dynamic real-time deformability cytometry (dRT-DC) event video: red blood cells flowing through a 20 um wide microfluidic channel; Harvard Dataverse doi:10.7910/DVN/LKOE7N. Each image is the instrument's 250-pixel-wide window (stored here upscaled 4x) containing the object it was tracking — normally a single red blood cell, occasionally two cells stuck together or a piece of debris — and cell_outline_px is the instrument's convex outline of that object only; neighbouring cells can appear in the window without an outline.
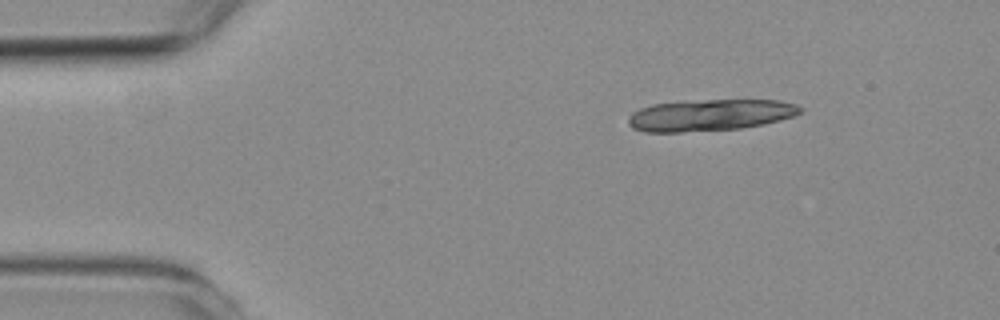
{"species": "common noctule bat (a hibernating species)", "species_latin": "Nyctalus noctula", "temperature_condition": "room temperature", "stored_images_in_passage": 7, "camera_frame_rate_fps": 3000, "um_per_image_px": 0.085, "animal": {"sex": "female", "body_mass_g": 19.3, "forearm_length_mm": 54.1}, "frame": {"image": 1, "passage_image": 1, "time_ms": 0.0, "image_size_px": [1000, 320], "cell_outline_px": [[804, 108], [800, 112], [792, 116], [780, 120], [764, 124], [740, 128], [680, 132], [644, 132], [632, 128], [628, 124], [628, 120], [632, 112], [640, 108], [652, 104], [708, 100], [780, 100], [796, 104]], "centroid_in_image_um": [60.35, 9.78], "position_along_channel_um": 24.7, "area_um2": 31.44}}
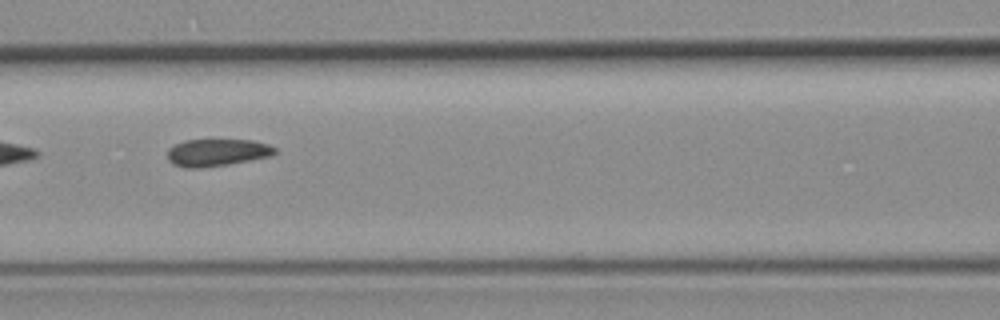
{"frame": {"image": 2, "passage_image": 5, "time_ms": 5.333, "image_size_px": [1000, 320], "cell_outline_px": [[276, 152], [272, 156], [228, 164], [200, 168], [184, 168], [172, 164], [168, 160], [168, 148], [184, 140], [252, 140], [268, 144], [276, 148]], "centroid_in_image_um": [18.43, 12.97], "position_along_channel_um": 148.2, "area_um2": 17.11}}
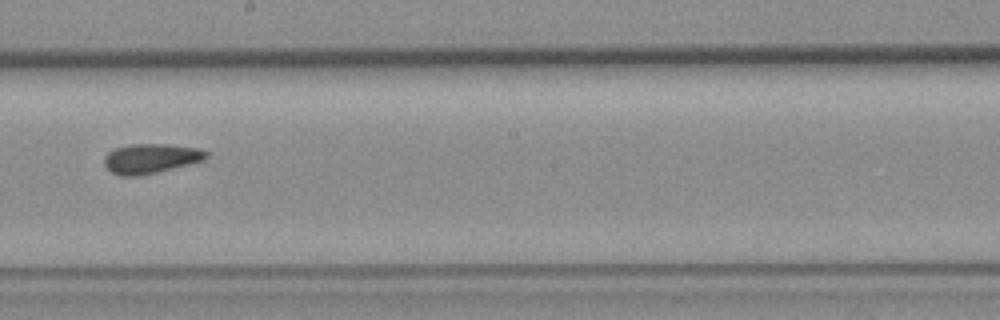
{"frame": {"image": 3, "passage_image": 7, "time_ms": 7.667, "image_size_px": [1000, 320], "cell_outline_px": [[212, 152], [208, 156], [200, 160], [188, 164], [140, 176], [120, 176], [112, 172], [104, 164], [104, 156], [108, 152], [116, 148], [128, 144], [168, 144], [200, 148]], "centroid_in_image_um": [12.81, 13.46], "position_along_channel_um": 235.4, "area_um2": 17.63}}